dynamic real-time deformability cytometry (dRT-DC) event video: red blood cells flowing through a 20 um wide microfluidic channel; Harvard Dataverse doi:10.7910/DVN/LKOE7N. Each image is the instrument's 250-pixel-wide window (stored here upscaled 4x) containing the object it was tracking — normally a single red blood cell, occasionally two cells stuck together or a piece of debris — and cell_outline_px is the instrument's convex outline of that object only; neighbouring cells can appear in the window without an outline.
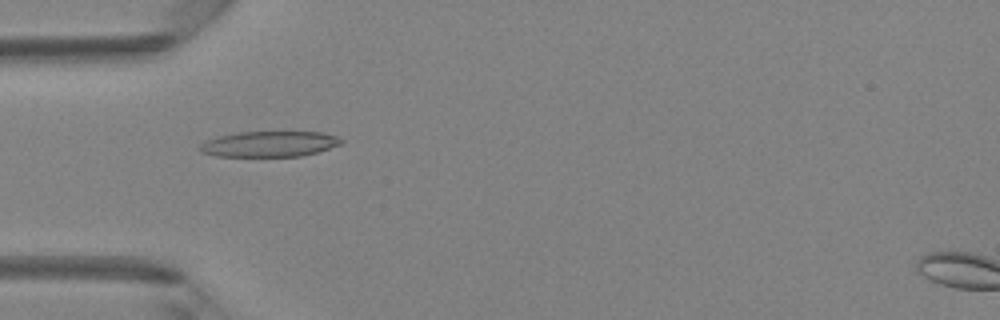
{"species": "Egyptian fruit bat (a non-hibernating species)", "species_latin": "Rousettus aegyptiacus", "temperature_condition": "room temperature", "stored_images_in_passage": 48, "camera_frame_rate_fps": 3000, "um_per_image_px": 0.085, "animal": {"sex": "female"}, "frame": {"image": 1, "passage_image": 15, "time_ms": 4.667, "image_size_px": [1000, 320], "cell_outline_px": [[344, 140], [340, 144], [316, 152], [300, 156], [216, 156], [200, 152], [196, 148], [200, 144], [208, 140], [220, 136], [240, 132], [320, 132], [336, 136]], "centroid_in_image_um": [22.86, 12.24], "position_along_channel_um": 62.1, "area_um2": 20.87}}
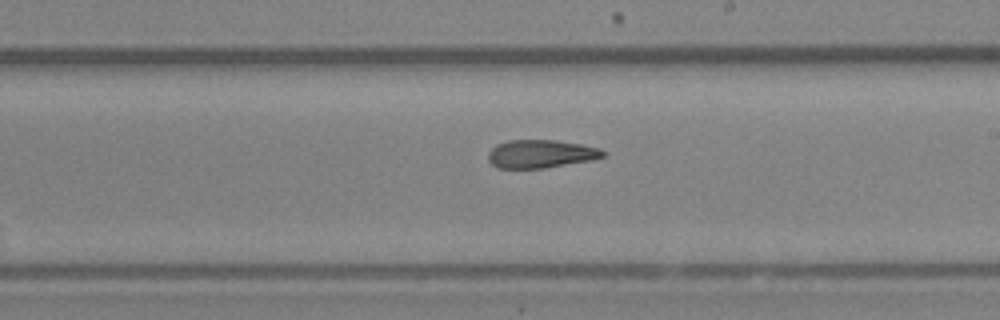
{"frame": {"image": 2, "passage_image": 28, "time_ms": 9.0, "image_size_px": [1000, 320], "cell_outline_px": [[608, 152], [604, 156], [592, 160], [544, 168], [496, 168], [488, 160], [488, 152], [496, 144], [508, 140], [556, 140], [580, 144], [600, 148]], "centroid_in_image_um": [45.97, 13.08], "position_along_channel_um": 243.0, "area_um2": 18.96}}
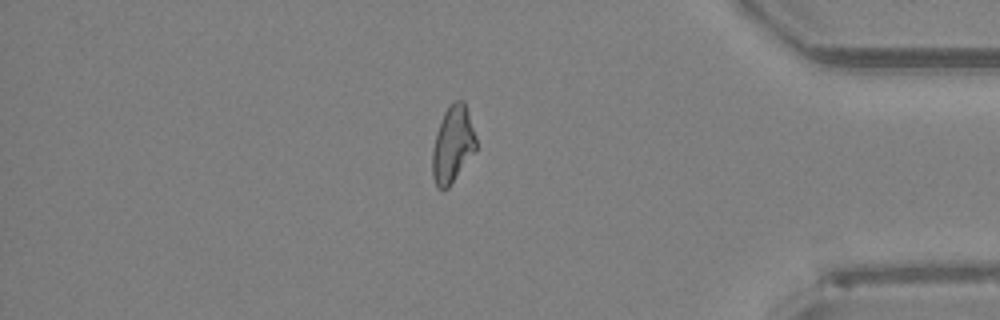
{"frame": {"image": 3, "passage_image": 41, "time_ms": 13.333, "image_size_px": [1000, 320], "cell_outline_px": [[476, 148], [448, 188], [436, 188], [432, 176], [432, 148], [436, 132], [444, 112], [448, 104], [456, 100], [464, 100], [476, 136]], "centroid_in_image_um": [38.45, 12.25], "position_along_channel_um": 396.7, "area_um2": 19.42}, "authors_computed_cell_mechanics": {"area_um2": 20.1144, "velocity_mm_per_s": 4.2309, "shape_relaxation_time_tau1_ms": null, "shape_relaxation_time_tau2_ms": 5.1931, "deformation_change_tau1": null, "deformation_change_tau2": 0.1667}}